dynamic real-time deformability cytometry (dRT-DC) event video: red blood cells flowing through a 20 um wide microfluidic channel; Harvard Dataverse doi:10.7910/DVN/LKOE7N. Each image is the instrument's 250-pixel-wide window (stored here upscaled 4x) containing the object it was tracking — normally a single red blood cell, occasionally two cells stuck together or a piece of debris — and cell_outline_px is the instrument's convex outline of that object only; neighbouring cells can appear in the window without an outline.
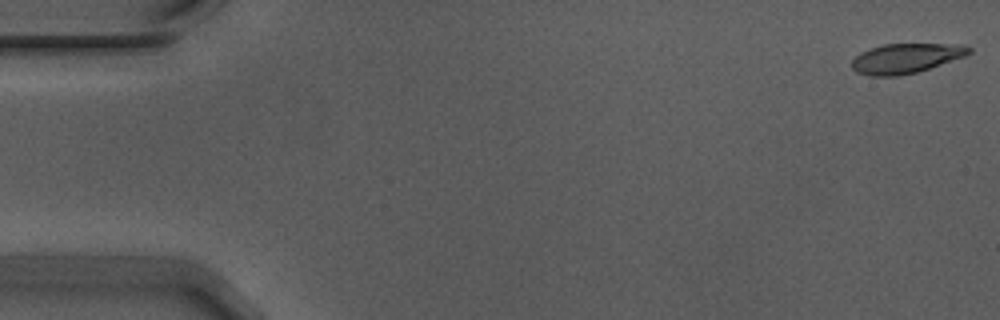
{"species": "Egyptian fruit bat (a non-hibernating species)", "species_latin": "Rousettus aegyptiacus", "temperature_condition": "warm", "stored_images_in_passage": 54, "camera_frame_rate_fps": 3000, "um_per_image_px": 0.085, "animal": {"sex": "male"}, "frame": {"image": 1, "passage_image": 1, "time_ms": 0.0, "image_size_px": [1000, 320], "cell_outline_px": [[972, 52], [964, 56], [916, 72], [896, 76], [868, 76], [856, 72], [852, 68], [852, 60], [860, 52], [884, 44], [964, 44], [972, 48]], "centroid_in_image_um": [76.98, 4.95], "position_along_channel_um": 8.0, "area_um2": 20.17}}
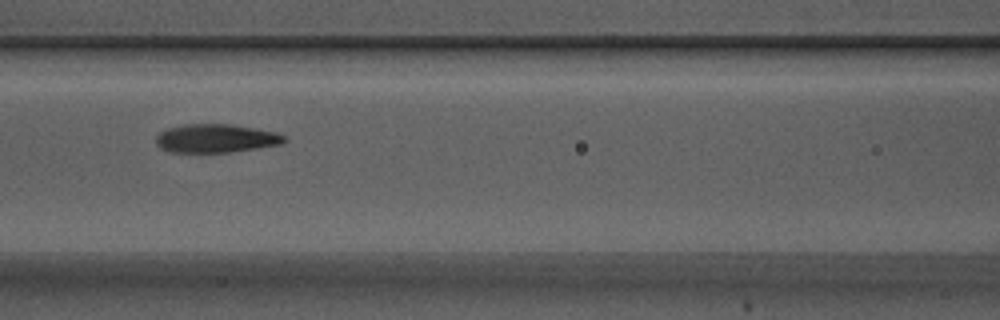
{"frame": {"image": 2, "passage_image": 24, "time_ms": 7.667, "image_size_px": [1000, 320], "cell_outline_px": [[288, 140], [280, 144], [256, 148], [228, 152], [172, 152], [160, 148], [156, 144], [156, 136], [160, 132], [168, 128], [184, 124], [232, 124], [256, 128], [276, 132], [288, 136]], "centroid_in_image_um": [18.38, 11.75], "position_along_channel_um": 148.2, "area_um2": 21.39}}
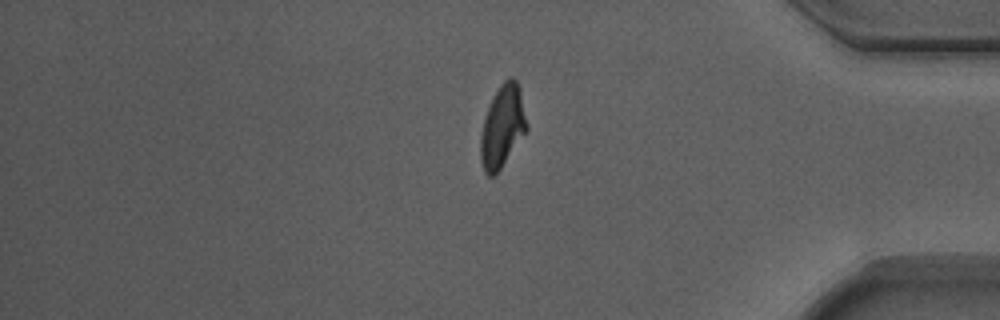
{"frame": {"image": 3, "passage_image": 46, "time_ms": 15.0, "image_size_px": [1000, 320], "cell_outline_px": [[528, 128], [500, 168], [492, 176], [488, 176], [484, 172], [480, 160], [480, 140], [484, 120], [488, 108], [500, 84], [504, 80], [512, 76], [516, 80], [520, 88], [528, 124]], "centroid_in_image_um": [42.71, 10.73], "position_along_channel_um": 392.5, "area_um2": 21.73}, "authors_computed_cell_mechanics": {"area_um2": 21.386, "velocity_mm_per_s": 3.7186, "shape_relaxation_time_tau1_ms": 5.1086, "shape_relaxation_time_tau2_ms": 1.6858, "deformation_change_tau1": 0.2085, "deformation_change_tau2": 0.0955}}